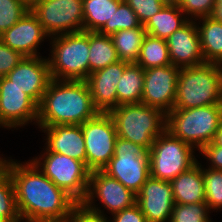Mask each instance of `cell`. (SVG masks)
<instances>
[{
    "label": "cell",
    "instance_id": "6da1fadb",
    "mask_svg": "<svg viewBox=\"0 0 222 222\" xmlns=\"http://www.w3.org/2000/svg\"><path fill=\"white\" fill-rule=\"evenodd\" d=\"M1 155L0 161L7 167L14 184L20 218L66 222L76 201L46 177L30 159L20 162L11 159L12 156Z\"/></svg>",
    "mask_w": 222,
    "mask_h": 222
},
{
    "label": "cell",
    "instance_id": "7a4b0ae2",
    "mask_svg": "<svg viewBox=\"0 0 222 222\" xmlns=\"http://www.w3.org/2000/svg\"><path fill=\"white\" fill-rule=\"evenodd\" d=\"M98 113L86 81L52 79L38 105L36 126L80 125Z\"/></svg>",
    "mask_w": 222,
    "mask_h": 222
},
{
    "label": "cell",
    "instance_id": "3957f363",
    "mask_svg": "<svg viewBox=\"0 0 222 222\" xmlns=\"http://www.w3.org/2000/svg\"><path fill=\"white\" fill-rule=\"evenodd\" d=\"M222 103V65L208 63L180 68L173 109Z\"/></svg>",
    "mask_w": 222,
    "mask_h": 222
},
{
    "label": "cell",
    "instance_id": "277c9868",
    "mask_svg": "<svg viewBox=\"0 0 222 222\" xmlns=\"http://www.w3.org/2000/svg\"><path fill=\"white\" fill-rule=\"evenodd\" d=\"M222 123V103L190 109H173L166 114V130L200 151L214 141Z\"/></svg>",
    "mask_w": 222,
    "mask_h": 222
},
{
    "label": "cell",
    "instance_id": "5b68a950",
    "mask_svg": "<svg viewBox=\"0 0 222 222\" xmlns=\"http://www.w3.org/2000/svg\"><path fill=\"white\" fill-rule=\"evenodd\" d=\"M50 39L47 58L52 79L85 81L89 76V32L59 34Z\"/></svg>",
    "mask_w": 222,
    "mask_h": 222
},
{
    "label": "cell",
    "instance_id": "8992f818",
    "mask_svg": "<svg viewBox=\"0 0 222 222\" xmlns=\"http://www.w3.org/2000/svg\"><path fill=\"white\" fill-rule=\"evenodd\" d=\"M108 113L119 138L144 146L148 151L166 130V114L143 103L119 105Z\"/></svg>",
    "mask_w": 222,
    "mask_h": 222
},
{
    "label": "cell",
    "instance_id": "52a82bcc",
    "mask_svg": "<svg viewBox=\"0 0 222 222\" xmlns=\"http://www.w3.org/2000/svg\"><path fill=\"white\" fill-rule=\"evenodd\" d=\"M195 151L193 146L165 130L154 140L149 150L150 176L171 182L198 162Z\"/></svg>",
    "mask_w": 222,
    "mask_h": 222
},
{
    "label": "cell",
    "instance_id": "ba28073f",
    "mask_svg": "<svg viewBox=\"0 0 222 222\" xmlns=\"http://www.w3.org/2000/svg\"><path fill=\"white\" fill-rule=\"evenodd\" d=\"M40 155L30 160L57 187L63 189L76 202H82L87 194L91 172L86 165L58 153L41 151Z\"/></svg>",
    "mask_w": 222,
    "mask_h": 222
},
{
    "label": "cell",
    "instance_id": "9c48e42d",
    "mask_svg": "<svg viewBox=\"0 0 222 222\" xmlns=\"http://www.w3.org/2000/svg\"><path fill=\"white\" fill-rule=\"evenodd\" d=\"M102 171L137 195L150 177L149 151L144 146L117 137L114 156Z\"/></svg>",
    "mask_w": 222,
    "mask_h": 222
},
{
    "label": "cell",
    "instance_id": "30bf717a",
    "mask_svg": "<svg viewBox=\"0 0 222 222\" xmlns=\"http://www.w3.org/2000/svg\"><path fill=\"white\" fill-rule=\"evenodd\" d=\"M86 147V167L102 170L114 156L117 133L109 113L99 112L94 118L80 124Z\"/></svg>",
    "mask_w": 222,
    "mask_h": 222
},
{
    "label": "cell",
    "instance_id": "8fae6325",
    "mask_svg": "<svg viewBox=\"0 0 222 222\" xmlns=\"http://www.w3.org/2000/svg\"><path fill=\"white\" fill-rule=\"evenodd\" d=\"M83 0H39L30 10L51 37L83 31Z\"/></svg>",
    "mask_w": 222,
    "mask_h": 222
},
{
    "label": "cell",
    "instance_id": "7c38bea8",
    "mask_svg": "<svg viewBox=\"0 0 222 222\" xmlns=\"http://www.w3.org/2000/svg\"><path fill=\"white\" fill-rule=\"evenodd\" d=\"M96 198L99 203H96ZM82 202L94 211L103 214L109 212L108 214L113 215L133 206L136 203V194L102 170H95L90 172L87 194ZM101 206L107 213L104 209H100Z\"/></svg>",
    "mask_w": 222,
    "mask_h": 222
},
{
    "label": "cell",
    "instance_id": "4fadbf2b",
    "mask_svg": "<svg viewBox=\"0 0 222 222\" xmlns=\"http://www.w3.org/2000/svg\"><path fill=\"white\" fill-rule=\"evenodd\" d=\"M38 105L5 76L0 77V127L18 130L37 124ZM18 128V129H17Z\"/></svg>",
    "mask_w": 222,
    "mask_h": 222
},
{
    "label": "cell",
    "instance_id": "5bb4252c",
    "mask_svg": "<svg viewBox=\"0 0 222 222\" xmlns=\"http://www.w3.org/2000/svg\"><path fill=\"white\" fill-rule=\"evenodd\" d=\"M180 68L174 65L144 69L141 103L158 108L165 114L173 110Z\"/></svg>",
    "mask_w": 222,
    "mask_h": 222
},
{
    "label": "cell",
    "instance_id": "9a60e30c",
    "mask_svg": "<svg viewBox=\"0 0 222 222\" xmlns=\"http://www.w3.org/2000/svg\"><path fill=\"white\" fill-rule=\"evenodd\" d=\"M47 56L24 57L5 77L37 105L52 80Z\"/></svg>",
    "mask_w": 222,
    "mask_h": 222
},
{
    "label": "cell",
    "instance_id": "2e32d148",
    "mask_svg": "<svg viewBox=\"0 0 222 222\" xmlns=\"http://www.w3.org/2000/svg\"><path fill=\"white\" fill-rule=\"evenodd\" d=\"M136 204L148 222H170L175 205L171 182L150 176L136 195Z\"/></svg>",
    "mask_w": 222,
    "mask_h": 222
},
{
    "label": "cell",
    "instance_id": "e0dca14e",
    "mask_svg": "<svg viewBox=\"0 0 222 222\" xmlns=\"http://www.w3.org/2000/svg\"><path fill=\"white\" fill-rule=\"evenodd\" d=\"M45 39L49 40L50 36L31 10L0 35V40L6 46L20 52L24 57L40 56L39 47Z\"/></svg>",
    "mask_w": 222,
    "mask_h": 222
},
{
    "label": "cell",
    "instance_id": "ac0fdd59",
    "mask_svg": "<svg viewBox=\"0 0 222 222\" xmlns=\"http://www.w3.org/2000/svg\"><path fill=\"white\" fill-rule=\"evenodd\" d=\"M129 62L119 60L107 67L95 71L85 80L89 87L92 101L99 112L108 113L117 107V84Z\"/></svg>",
    "mask_w": 222,
    "mask_h": 222
},
{
    "label": "cell",
    "instance_id": "d6986e66",
    "mask_svg": "<svg viewBox=\"0 0 222 222\" xmlns=\"http://www.w3.org/2000/svg\"><path fill=\"white\" fill-rule=\"evenodd\" d=\"M171 64L179 67H192L205 63L200 36L195 20H189L167 39Z\"/></svg>",
    "mask_w": 222,
    "mask_h": 222
},
{
    "label": "cell",
    "instance_id": "ffe728a7",
    "mask_svg": "<svg viewBox=\"0 0 222 222\" xmlns=\"http://www.w3.org/2000/svg\"><path fill=\"white\" fill-rule=\"evenodd\" d=\"M38 129L45 134L42 151L69 156L86 165V147L81 125L64 124Z\"/></svg>",
    "mask_w": 222,
    "mask_h": 222
},
{
    "label": "cell",
    "instance_id": "44dd1931",
    "mask_svg": "<svg viewBox=\"0 0 222 222\" xmlns=\"http://www.w3.org/2000/svg\"><path fill=\"white\" fill-rule=\"evenodd\" d=\"M124 0H83V31L112 35V16Z\"/></svg>",
    "mask_w": 222,
    "mask_h": 222
},
{
    "label": "cell",
    "instance_id": "7402d4cb",
    "mask_svg": "<svg viewBox=\"0 0 222 222\" xmlns=\"http://www.w3.org/2000/svg\"><path fill=\"white\" fill-rule=\"evenodd\" d=\"M171 185L175 204L205 202V187L200 161L175 177L171 181Z\"/></svg>",
    "mask_w": 222,
    "mask_h": 222
},
{
    "label": "cell",
    "instance_id": "603a6c76",
    "mask_svg": "<svg viewBox=\"0 0 222 222\" xmlns=\"http://www.w3.org/2000/svg\"><path fill=\"white\" fill-rule=\"evenodd\" d=\"M188 21L189 19L179 6L173 0H169L158 13L147 21L144 28L150 36L166 40Z\"/></svg>",
    "mask_w": 222,
    "mask_h": 222
},
{
    "label": "cell",
    "instance_id": "cb8c5ba5",
    "mask_svg": "<svg viewBox=\"0 0 222 222\" xmlns=\"http://www.w3.org/2000/svg\"><path fill=\"white\" fill-rule=\"evenodd\" d=\"M195 22L204 61L222 65V23L210 16L196 19Z\"/></svg>",
    "mask_w": 222,
    "mask_h": 222
},
{
    "label": "cell",
    "instance_id": "d4e9b609",
    "mask_svg": "<svg viewBox=\"0 0 222 222\" xmlns=\"http://www.w3.org/2000/svg\"><path fill=\"white\" fill-rule=\"evenodd\" d=\"M143 87L144 69L136 63H129L116 87L117 106L141 103Z\"/></svg>",
    "mask_w": 222,
    "mask_h": 222
},
{
    "label": "cell",
    "instance_id": "484cf974",
    "mask_svg": "<svg viewBox=\"0 0 222 222\" xmlns=\"http://www.w3.org/2000/svg\"><path fill=\"white\" fill-rule=\"evenodd\" d=\"M119 60L111 36L89 32V74Z\"/></svg>",
    "mask_w": 222,
    "mask_h": 222
},
{
    "label": "cell",
    "instance_id": "4316f807",
    "mask_svg": "<svg viewBox=\"0 0 222 222\" xmlns=\"http://www.w3.org/2000/svg\"><path fill=\"white\" fill-rule=\"evenodd\" d=\"M146 35L144 25L133 29L120 30L112 34L111 39L119 59L129 63H136Z\"/></svg>",
    "mask_w": 222,
    "mask_h": 222
},
{
    "label": "cell",
    "instance_id": "83f0119b",
    "mask_svg": "<svg viewBox=\"0 0 222 222\" xmlns=\"http://www.w3.org/2000/svg\"><path fill=\"white\" fill-rule=\"evenodd\" d=\"M136 64L140 65L143 69L171 65L166 40L147 34L140 48Z\"/></svg>",
    "mask_w": 222,
    "mask_h": 222
},
{
    "label": "cell",
    "instance_id": "f1b7e54d",
    "mask_svg": "<svg viewBox=\"0 0 222 222\" xmlns=\"http://www.w3.org/2000/svg\"><path fill=\"white\" fill-rule=\"evenodd\" d=\"M0 217L9 222H18L19 216L15 189L7 167L0 161Z\"/></svg>",
    "mask_w": 222,
    "mask_h": 222
},
{
    "label": "cell",
    "instance_id": "f546056e",
    "mask_svg": "<svg viewBox=\"0 0 222 222\" xmlns=\"http://www.w3.org/2000/svg\"><path fill=\"white\" fill-rule=\"evenodd\" d=\"M205 202L210 212L222 209V170L204 167L202 165Z\"/></svg>",
    "mask_w": 222,
    "mask_h": 222
},
{
    "label": "cell",
    "instance_id": "4dcf8cb0",
    "mask_svg": "<svg viewBox=\"0 0 222 222\" xmlns=\"http://www.w3.org/2000/svg\"><path fill=\"white\" fill-rule=\"evenodd\" d=\"M206 202L175 204L170 222H213Z\"/></svg>",
    "mask_w": 222,
    "mask_h": 222
},
{
    "label": "cell",
    "instance_id": "1f68e13d",
    "mask_svg": "<svg viewBox=\"0 0 222 222\" xmlns=\"http://www.w3.org/2000/svg\"><path fill=\"white\" fill-rule=\"evenodd\" d=\"M30 8L22 0H0V35L20 20Z\"/></svg>",
    "mask_w": 222,
    "mask_h": 222
},
{
    "label": "cell",
    "instance_id": "d6a6232c",
    "mask_svg": "<svg viewBox=\"0 0 222 222\" xmlns=\"http://www.w3.org/2000/svg\"><path fill=\"white\" fill-rule=\"evenodd\" d=\"M189 20L208 17L212 14L216 0H173Z\"/></svg>",
    "mask_w": 222,
    "mask_h": 222
},
{
    "label": "cell",
    "instance_id": "836d02e7",
    "mask_svg": "<svg viewBox=\"0 0 222 222\" xmlns=\"http://www.w3.org/2000/svg\"><path fill=\"white\" fill-rule=\"evenodd\" d=\"M136 13L139 22L145 25L169 0H124Z\"/></svg>",
    "mask_w": 222,
    "mask_h": 222
},
{
    "label": "cell",
    "instance_id": "e575fe53",
    "mask_svg": "<svg viewBox=\"0 0 222 222\" xmlns=\"http://www.w3.org/2000/svg\"><path fill=\"white\" fill-rule=\"evenodd\" d=\"M136 13L123 1L112 16V34L120 30L140 27Z\"/></svg>",
    "mask_w": 222,
    "mask_h": 222
},
{
    "label": "cell",
    "instance_id": "d590c367",
    "mask_svg": "<svg viewBox=\"0 0 222 222\" xmlns=\"http://www.w3.org/2000/svg\"><path fill=\"white\" fill-rule=\"evenodd\" d=\"M109 216L87 207L83 202H76L66 222H111Z\"/></svg>",
    "mask_w": 222,
    "mask_h": 222
},
{
    "label": "cell",
    "instance_id": "8d00e7d4",
    "mask_svg": "<svg viewBox=\"0 0 222 222\" xmlns=\"http://www.w3.org/2000/svg\"><path fill=\"white\" fill-rule=\"evenodd\" d=\"M23 58L20 52L11 49L0 40V77L11 72Z\"/></svg>",
    "mask_w": 222,
    "mask_h": 222
},
{
    "label": "cell",
    "instance_id": "74e56055",
    "mask_svg": "<svg viewBox=\"0 0 222 222\" xmlns=\"http://www.w3.org/2000/svg\"><path fill=\"white\" fill-rule=\"evenodd\" d=\"M200 155L207 160L208 168L222 170V147L217 146L214 142L204 146L200 151Z\"/></svg>",
    "mask_w": 222,
    "mask_h": 222
},
{
    "label": "cell",
    "instance_id": "f35d334b",
    "mask_svg": "<svg viewBox=\"0 0 222 222\" xmlns=\"http://www.w3.org/2000/svg\"><path fill=\"white\" fill-rule=\"evenodd\" d=\"M109 218L111 222H148L136 203L129 208L113 214Z\"/></svg>",
    "mask_w": 222,
    "mask_h": 222
},
{
    "label": "cell",
    "instance_id": "ab89813d",
    "mask_svg": "<svg viewBox=\"0 0 222 222\" xmlns=\"http://www.w3.org/2000/svg\"><path fill=\"white\" fill-rule=\"evenodd\" d=\"M214 20L222 23V0H216L212 14L210 15Z\"/></svg>",
    "mask_w": 222,
    "mask_h": 222
},
{
    "label": "cell",
    "instance_id": "60d3db41",
    "mask_svg": "<svg viewBox=\"0 0 222 222\" xmlns=\"http://www.w3.org/2000/svg\"><path fill=\"white\" fill-rule=\"evenodd\" d=\"M217 146L222 147V123L213 141Z\"/></svg>",
    "mask_w": 222,
    "mask_h": 222
},
{
    "label": "cell",
    "instance_id": "b9f144b4",
    "mask_svg": "<svg viewBox=\"0 0 222 222\" xmlns=\"http://www.w3.org/2000/svg\"><path fill=\"white\" fill-rule=\"evenodd\" d=\"M29 8H31L39 0H22Z\"/></svg>",
    "mask_w": 222,
    "mask_h": 222
},
{
    "label": "cell",
    "instance_id": "7bdbcfd3",
    "mask_svg": "<svg viewBox=\"0 0 222 222\" xmlns=\"http://www.w3.org/2000/svg\"><path fill=\"white\" fill-rule=\"evenodd\" d=\"M55 222V221H43V220H29V219H20L18 222Z\"/></svg>",
    "mask_w": 222,
    "mask_h": 222
},
{
    "label": "cell",
    "instance_id": "ee69618b",
    "mask_svg": "<svg viewBox=\"0 0 222 222\" xmlns=\"http://www.w3.org/2000/svg\"><path fill=\"white\" fill-rule=\"evenodd\" d=\"M0 222H9V221L4 217H0Z\"/></svg>",
    "mask_w": 222,
    "mask_h": 222
}]
</instances>
